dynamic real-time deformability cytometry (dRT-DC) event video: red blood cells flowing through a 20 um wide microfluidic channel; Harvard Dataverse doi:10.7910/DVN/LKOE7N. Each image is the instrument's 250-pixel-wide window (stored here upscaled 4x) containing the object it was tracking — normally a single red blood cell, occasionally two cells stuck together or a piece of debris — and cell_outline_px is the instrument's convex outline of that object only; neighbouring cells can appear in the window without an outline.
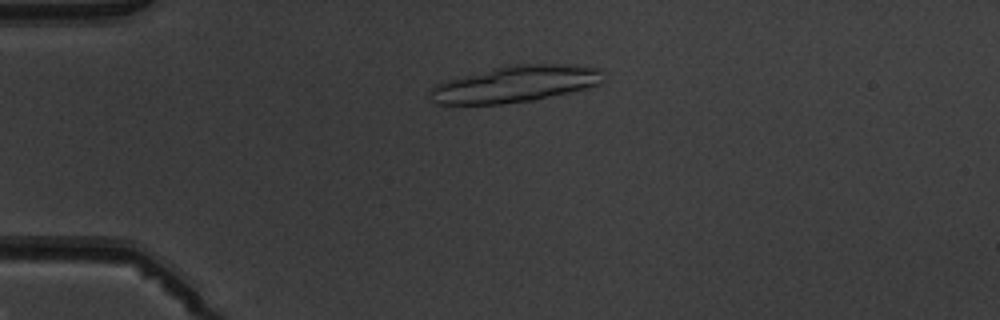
{"species": "common noctule bat (a hibernating species)", "species_latin": "Nyctalus noctula", "temperature_condition": "warm", "stored_images_in_passage": 6, "camera_frame_rate_fps": 3000, "um_per_image_px": 0.085, "animal": {"sex": "male", "body_mass_g": 19.5, "forearm_length_mm": 54.6}, "frame": {"image": 1, "passage_image": 4, "time_ms": 3.333, "image_size_px": [1000, 320], "cell_outline_px": [[604, 72], [600, 84], [536, 100], [500, 104], [436, 104], [428, 100], [428, 88], [436, 84], [448, 80], [508, 64], [560, 64], [600, 68]], "centroid_in_image_um": [43.74, 7.15], "position_along_channel_um": 41.3, "area_um2": 36.88}}